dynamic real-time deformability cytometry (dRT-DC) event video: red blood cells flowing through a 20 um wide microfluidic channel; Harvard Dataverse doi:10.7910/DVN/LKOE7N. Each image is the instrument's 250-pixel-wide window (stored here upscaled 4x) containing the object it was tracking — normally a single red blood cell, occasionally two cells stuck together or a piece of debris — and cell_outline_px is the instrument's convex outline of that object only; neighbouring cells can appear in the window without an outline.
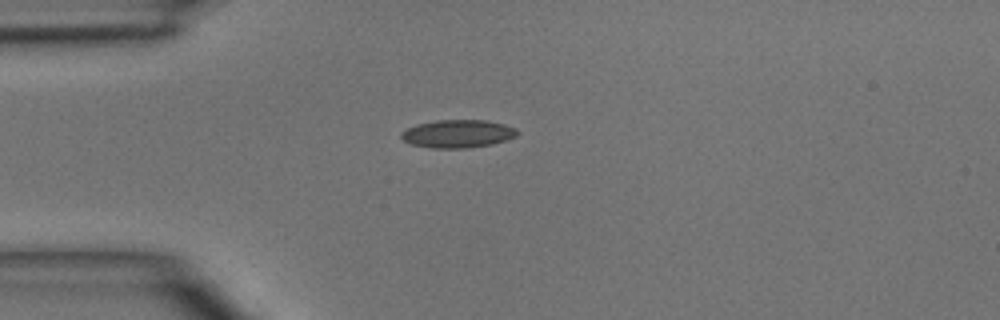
{"species": "common noctule bat (a hibernating species)", "species_latin": "Nyctalus noctula", "temperature_condition": "room temperature", "stored_images_in_passage": 3, "camera_frame_rate_fps": 3000, "um_per_image_px": 0.085, "animal": {"sex": "male", "body_mass_g": 15.6}, "frame": {"image": 1, "passage_image": 1, "time_ms": 0.0, "image_size_px": [1000, 320], "cell_outline_px": [[520, 132], [516, 136], [492, 144], [464, 148], [432, 148], [412, 144], [404, 140], [400, 136], [400, 132], [416, 124], [436, 120], [484, 120], [504, 124], [516, 128]], "centroid_in_image_um": [38.9, 11.36], "position_along_channel_um": 46.1, "area_um2": 18.84}}
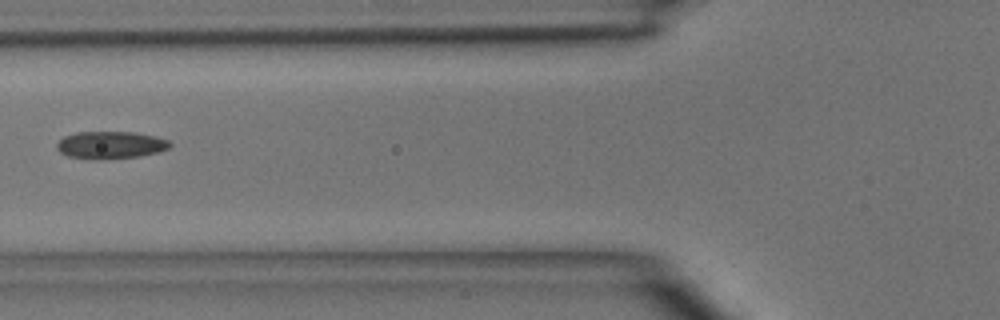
{"frame": {"image": 2, "passage_image": 3, "time_ms": 2.0, "image_size_px": [1000, 320], "cell_outline_px": [[172, 144], [168, 148], [160, 152], [140, 156], [108, 160], [92, 160], [68, 156], [60, 152], [56, 148], [56, 144], [64, 136], [76, 132], [136, 132], [156, 136], [168, 140]], "centroid_in_image_um": [9.4, 12.34], "position_along_channel_um": 116.4, "area_um2": 18.44}}